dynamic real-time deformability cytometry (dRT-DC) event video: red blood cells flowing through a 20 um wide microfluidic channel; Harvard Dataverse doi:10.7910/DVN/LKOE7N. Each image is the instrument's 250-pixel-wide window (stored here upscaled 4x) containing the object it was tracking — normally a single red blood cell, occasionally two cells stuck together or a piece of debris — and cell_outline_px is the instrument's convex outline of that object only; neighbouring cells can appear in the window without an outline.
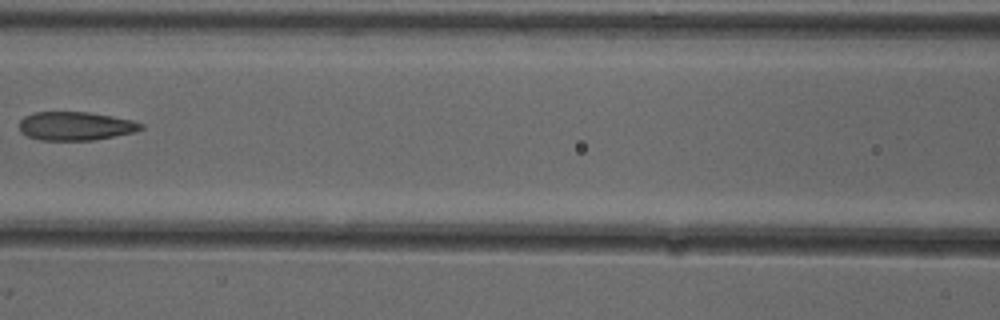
{"species": "common noctule bat (a hibernating species)", "species_latin": "Nyctalus noctula", "temperature_condition": "cold", "stored_images_in_passage": 6, "camera_frame_rate_fps": 3000, "um_per_image_px": 0.085, "animal": {"sex": "female"}, "frame": {"image": 1, "passage_image": 6, "time_ms": 1.667, "image_size_px": [1000, 320], "cell_outline_px": [[144, 128], [132, 132], [92, 140], [40, 140], [28, 136], [20, 132], [20, 120], [24, 116], [32, 112], [88, 112], [112, 116], [132, 120], [144, 124]], "centroid_in_image_um": [6.39, 10.7], "position_along_channel_um": 160.2, "area_um2": 20.17}}